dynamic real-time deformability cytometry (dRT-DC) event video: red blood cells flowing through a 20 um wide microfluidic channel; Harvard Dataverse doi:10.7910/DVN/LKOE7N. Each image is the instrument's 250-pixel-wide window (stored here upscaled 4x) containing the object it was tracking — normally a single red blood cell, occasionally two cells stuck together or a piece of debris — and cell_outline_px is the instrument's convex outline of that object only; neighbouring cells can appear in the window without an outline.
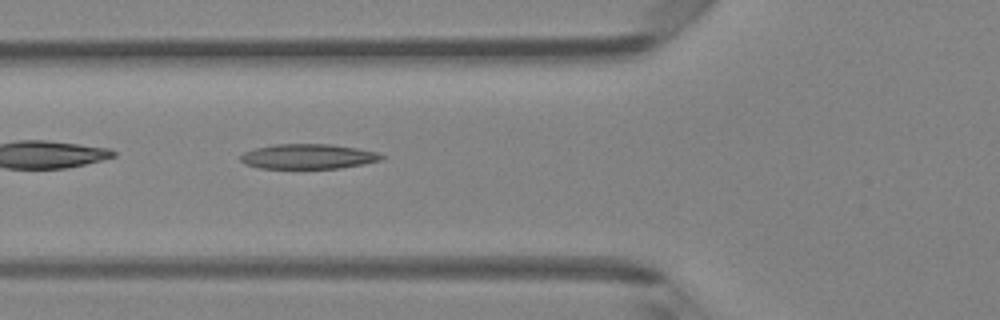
{"species": "Egyptian fruit bat (a non-hibernating species)", "species_latin": "Rousettus aegyptiacus", "temperature_condition": "room temperature", "stored_images_in_passage": 48, "camera_frame_rate_fps": 3000, "um_per_image_px": 0.085, "animal": {"sex": "female"}, "frame": {"image": 1, "passage_image": 18, "time_ms": 5.667, "image_size_px": [1000, 320], "cell_outline_px": [[384, 156], [380, 160], [364, 164], [340, 168], [260, 168], [244, 164], [240, 160], [240, 156], [244, 152], [256, 148], [276, 144], [328, 144], [356, 148], [376, 152]], "centroid_in_image_um": [26.16, 13.3], "position_along_channel_um": 99.6, "area_um2": 20.29}}
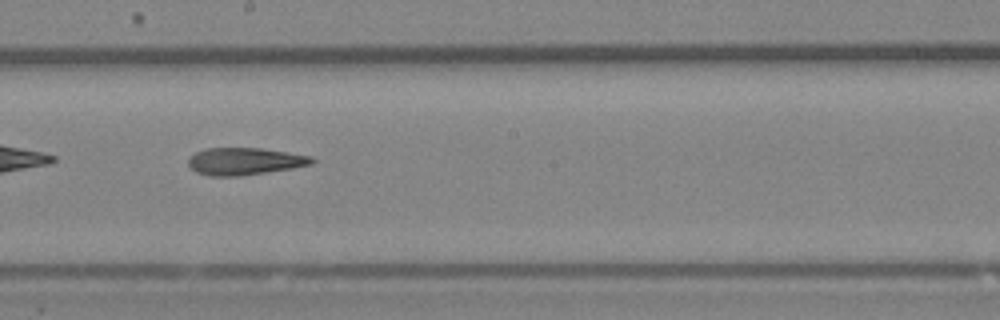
{"frame": {"image": 2, "passage_image": 27, "time_ms": 8.667, "image_size_px": [1000, 320], "cell_outline_px": [[316, 160], [312, 164], [292, 168], [240, 176], [208, 176], [196, 172], [188, 164], [188, 156], [204, 148], [260, 148], [312, 156]], "centroid_in_image_um": [20.77, 13.71], "position_along_channel_um": 227.4, "area_um2": 19.65}}
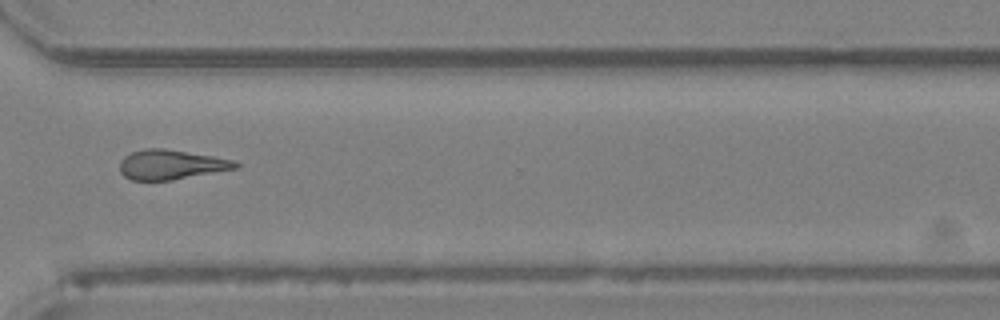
{"frame": {"image": 3, "passage_image": 36, "time_ms": 11.667, "image_size_px": [1000, 320], "cell_outline_px": [[240, 164], [236, 168], [172, 180], [132, 180], [124, 176], [120, 172], [120, 160], [124, 156], [132, 152], [144, 148], [164, 148], [212, 156], [232, 160]], "centroid_in_image_um": [14.48, 13.99], "position_along_channel_um": 356.1, "area_um2": 19.83}, "authors_computed_cell_mechanics": {"area_um2": 20.3745, "velocity_mm_per_s": 4.2708, "shape_relaxation_time_tau1_ms": null, "shape_relaxation_time_tau2_ms": 9.4947, "deformation_change_tau1": null, "deformation_change_tau2": 0.2684}}